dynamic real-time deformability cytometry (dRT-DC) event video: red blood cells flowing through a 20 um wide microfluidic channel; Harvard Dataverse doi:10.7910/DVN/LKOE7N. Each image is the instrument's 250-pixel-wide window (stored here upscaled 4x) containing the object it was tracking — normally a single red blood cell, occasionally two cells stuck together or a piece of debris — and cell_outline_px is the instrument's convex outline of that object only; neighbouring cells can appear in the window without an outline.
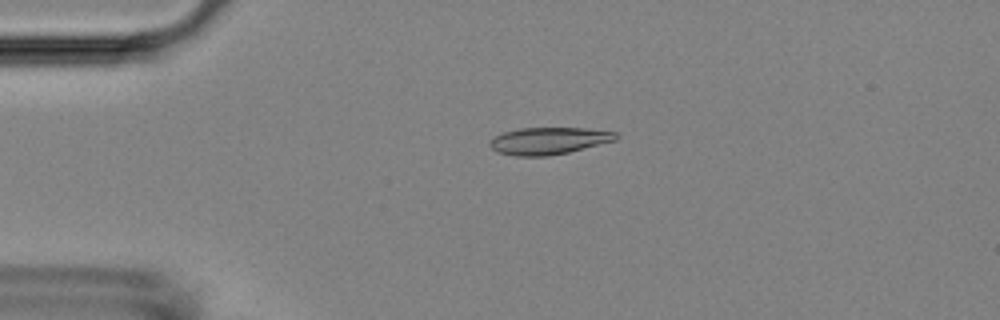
{"species": "Egyptian fruit bat (a non-hibernating species)", "species_latin": "Rousettus aegyptiacus", "temperature_condition": "room temperature", "stored_images_in_passage": 4, "camera_frame_rate_fps": 3000, "um_per_image_px": 0.085, "animal": {"sex": "female"}, "frame": {"image": 1, "passage_image": 3, "time_ms": 0.667, "image_size_px": [1000, 320], "cell_outline_px": [[620, 136], [616, 140], [568, 152], [548, 156], [516, 156], [496, 152], [488, 144], [496, 136], [504, 132], [520, 128], [588, 128], [616, 132]], "centroid_in_image_um": [46.66, 11.97], "position_along_channel_um": 38.3, "area_um2": 19.83}}